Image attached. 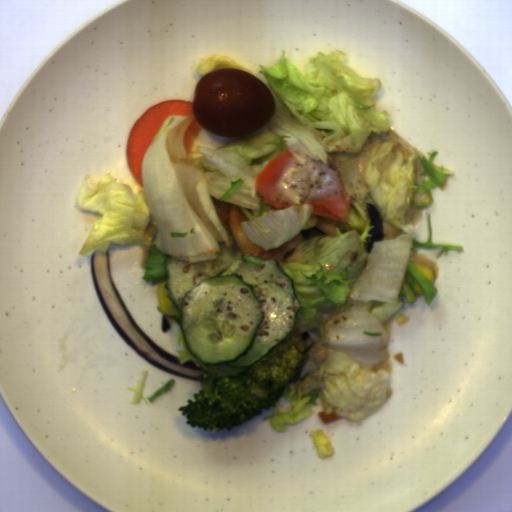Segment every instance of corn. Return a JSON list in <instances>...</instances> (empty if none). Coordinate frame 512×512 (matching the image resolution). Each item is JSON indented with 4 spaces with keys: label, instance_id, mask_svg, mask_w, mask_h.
Wrapping results in <instances>:
<instances>
[{
    "label": "corn",
    "instance_id": "corn-1",
    "mask_svg": "<svg viewBox=\"0 0 512 512\" xmlns=\"http://www.w3.org/2000/svg\"><path fill=\"white\" fill-rule=\"evenodd\" d=\"M411 264H413V263H411ZM413 265L428 281H430L434 285V283H435L434 273L432 272L431 269H429L423 265H417V264H413Z\"/></svg>",
    "mask_w": 512,
    "mask_h": 512
},
{
    "label": "corn",
    "instance_id": "corn-2",
    "mask_svg": "<svg viewBox=\"0 0 512 512\" xmlns=\"http://www.w3.org/2000/svg\"><path fill=\"white\" fill-rule=\"evenodd\" d=\"M413 288H414L416 294H420V295L423 294L422 289L420 287H418L416 284L413 286Z\"/></svg>",
    "mask_w": 512,
    "mask_h": 512
}]
</instances>
